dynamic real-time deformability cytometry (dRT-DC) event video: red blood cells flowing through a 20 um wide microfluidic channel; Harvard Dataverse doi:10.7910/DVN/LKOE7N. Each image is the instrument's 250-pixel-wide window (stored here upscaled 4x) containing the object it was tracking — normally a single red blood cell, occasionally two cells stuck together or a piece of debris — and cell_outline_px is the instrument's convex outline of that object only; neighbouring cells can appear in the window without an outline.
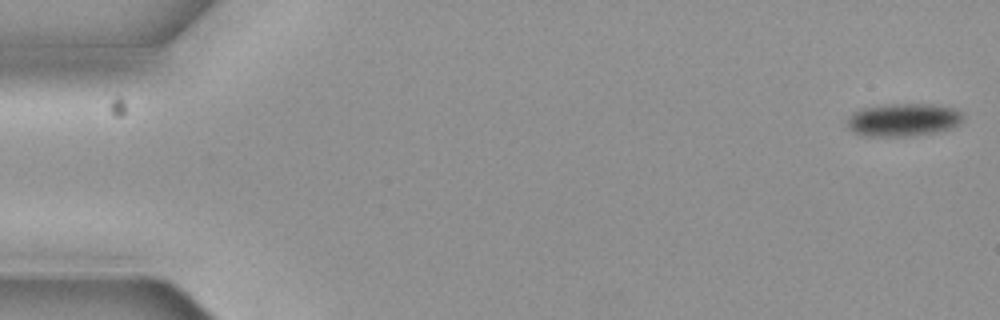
{"species": "common noctule bat (a hibernating species)", "species_latin": "Nyctalus noctula", "temperature_condition": "cold", "stored_images_in_passage": 9, "camera_frame_rate_fps": 3000, "um_per_image_px": 0.085, "animal": {"sex": "female", "body_mass_g": 19.3, "forearm_length_mm": 54.1}, "frame": {"image": 1, "passage_image": 1, "time_ms": 0.0, "image_size_px": [1000, 320], "cell_outline_px": [[960, 124], [952, 128], [936, 132], [908, 136], [860, 136], [848, 128], [848, 120], [860, 108], [892, 104], [928, 104], [952, 108], [960, 112]], "centroid_in_image_um": [76.75, 10.2], "position_along_channel_um": 8.2, "area_um2": 21.85}}
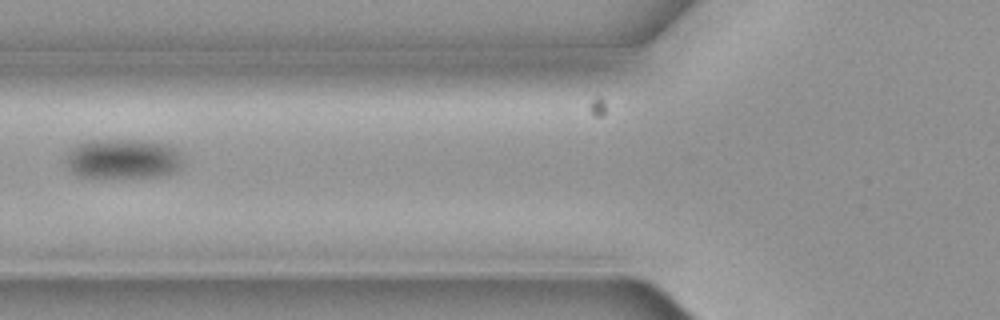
{"frame": {"image": 2, "passage_image": 6, "time_ms": 1.667, "image_size_px": [1000, 320], "cell_outline_px": [[184, 164], [180, 168], [172, 172], [156, 176], [80, 176], [68, 168], [68, 156], [72, 148], [80, 144], [92, 140], [144, 140], [164, 144], [176, 148], [184, 152]], "centroid_in_image_um": [10.57, 13.47], "position_along_channel_um": 115.2, "area_um2": 26.7}}
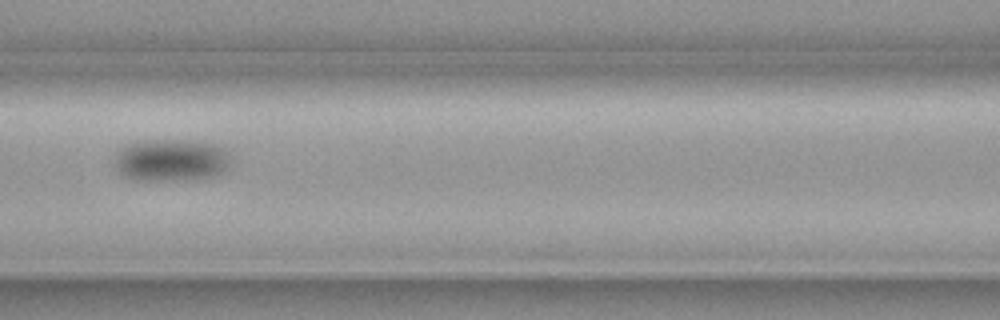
{"frame": {"image": 3, "passage_image": 7, "time_ms": 2.0, "image_size_px": [1000, 320], "cell_outline_px": [[228, 164], [216, 176], [160, 180], [136, 180], [124, 176], [120, 172], [116, 164], [116, 156], [120, 148], [144, 140], [184, 140], [212, 144], [228, 152]], "centroid_in_image_um": [14.5, 13.6], "position_along_channel_um": 152.1, "area_um2": 27.63}}